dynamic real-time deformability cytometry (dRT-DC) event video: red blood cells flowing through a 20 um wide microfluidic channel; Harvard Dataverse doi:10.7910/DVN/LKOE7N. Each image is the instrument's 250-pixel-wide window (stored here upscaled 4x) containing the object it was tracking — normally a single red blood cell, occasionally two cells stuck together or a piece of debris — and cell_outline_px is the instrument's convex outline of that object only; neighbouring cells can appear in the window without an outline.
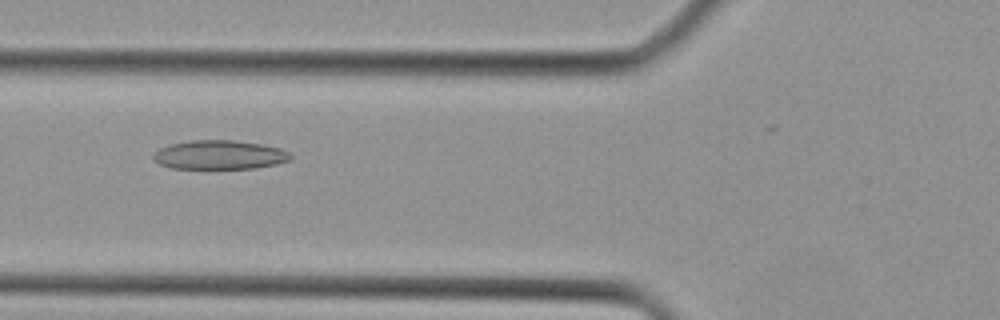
{"species": "Egyptian fruit bat (a non-hibernating species)", "species_latin": "Rousettus aegyptiacus", "temperature_condition": "cold", "stored_images_in_passage": 30, "camera_frame_rate_fps": 3000, "um_per_image_px": 0.085, "animal": {"sex": "female"}, "frame": {"image": 1, "passage_image": 5, "time_ms": 1.333, "image_size_px": [1000, 320], "cell_outline_px": [[292, 160], [276, 164], [256, 168], [172, 168], [160, 164], [152, 156], [160, 148], [168, 144], [188, 140], [232, 140], [260, 144], [280, 148], [288, 152], [292, 156]], "centroid_in_image_um": [18.67, 13.15], "position_along_channel_um": 107.1, "area_um2": 23.12}}
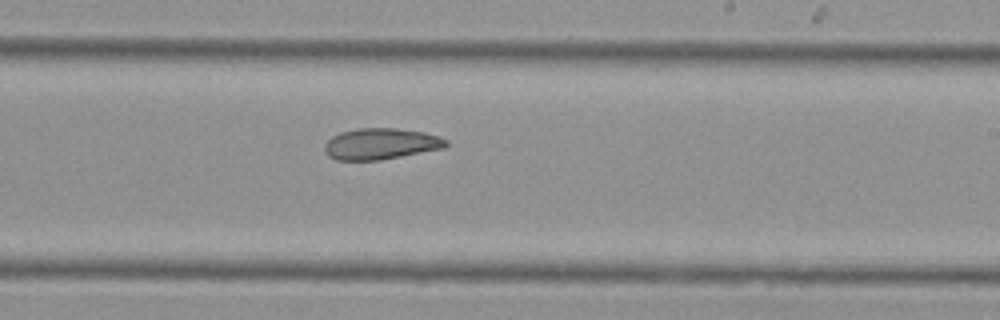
{"frame": {"image": 2, "passage_image": 14, "time_ms": 4.333, "image_size_px": [1000, 320], "cell_outline_px": [[448, 144], [444, 148], [380, 160], [336, 160], [328, 156], [324, 152], [324, 144], [332, 136], [340, 132], [360, 128], [396, 128], [424, 132], [440, 136], [448, 140]], "centroid_in_image_um": [32.36, 12.22], "position_along_channel_um": 256.6, "area_um2": 22.2}}
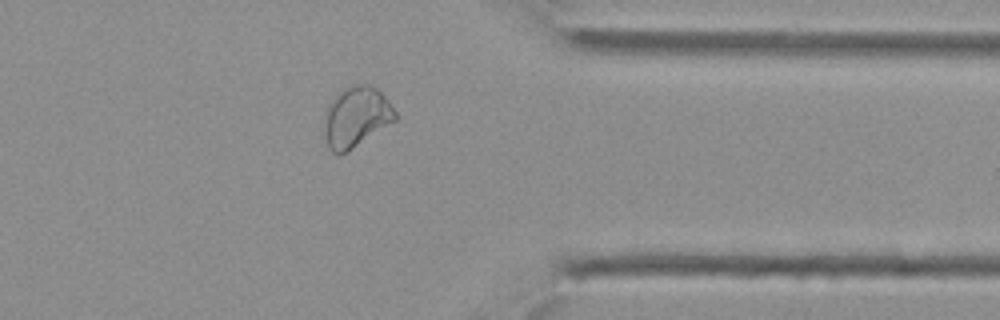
{"frame": {"image": 3, "passage_image": 22, "time_ms": 7.0, "image_size_px": [1000, 320], "cell_outline_px": [[396, 120], [348, 152], [332, 152], [328, 148], [324, 132], [324, 112], [328, 104], [344, 88], [352, 84], [368, 84], [376, 88], [388, 100], [396, 112]], "centroid_in_image_um": [30.26, 9.94], "position_along_channel_um": 381.1, "area_um2": 24.97}}